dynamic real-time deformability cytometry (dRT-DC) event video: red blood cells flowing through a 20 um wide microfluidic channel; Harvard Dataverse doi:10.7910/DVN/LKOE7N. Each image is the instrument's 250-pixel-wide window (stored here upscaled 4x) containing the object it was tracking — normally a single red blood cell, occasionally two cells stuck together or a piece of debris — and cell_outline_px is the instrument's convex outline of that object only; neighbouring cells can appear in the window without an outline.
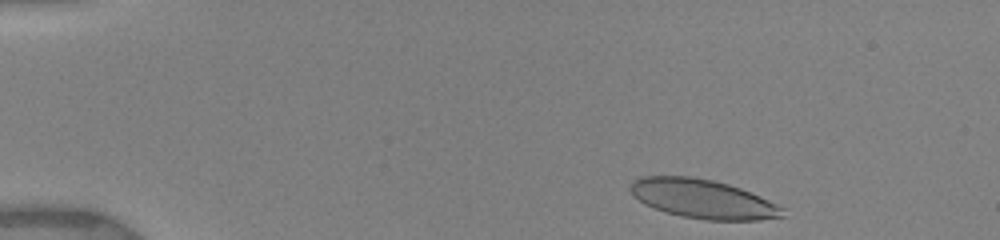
{"species": "human", "species_latin": "Homo sapiens", "temperature_condition": "warm", "stored_images_in_passage": 4, "camera_frame_rate_fps": 3000, "um_per_image_px": 0.085, "donor": {"sex": "female"}, "frame": {"image": 1, "passage_image": 2, "time_ms": 0.333, "image_size_px": [1000, 240], "cell_outline_px": [[784, 216], [760, 220], [708, 220], [680, 216], [664, 212], [652, 208], [644, 204], [632, 192], [632, 180], [644, 176], [688, 176], [712, 180], [728, 184], [740, 188], [760, 196], [784, 208]], "centroid_in_image_um": [59.75, 16.91], "position_along_channel_um": 25.2, "area_um2": 34.39}}